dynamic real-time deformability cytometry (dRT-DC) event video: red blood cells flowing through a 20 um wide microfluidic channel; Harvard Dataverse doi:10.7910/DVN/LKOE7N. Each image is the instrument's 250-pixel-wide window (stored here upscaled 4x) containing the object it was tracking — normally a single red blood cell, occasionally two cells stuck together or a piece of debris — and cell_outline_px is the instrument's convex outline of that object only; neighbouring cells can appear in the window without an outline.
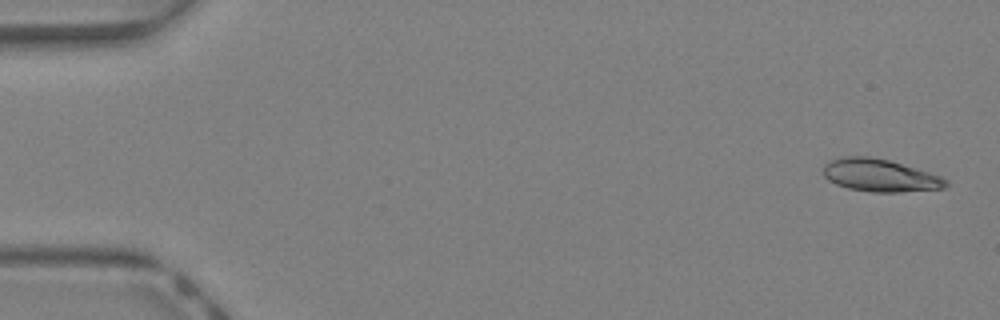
{"species": "Egyptian fruit bat (a non-hibernating species)", "species_latin": "Rousettus aegyptiacus", "temperature_condition": "warm", "stored_images_in_passage": 43, "camera_frame_rate_fps": 3000, "um_per_image_px": 0.085, "animal": {"sex": "female"}, "frame": {"image": 1, "passage_image": 2, "time_ms": 0.333, "image_size_px": [1000, 320], "cell_outline_px": [[948, 184], [944, 188], [900, 192], [872, 192], [848, 188], [836, 184], [828, 180], [824, 176], [824, 164], [840, 156], [868, 156], [888, 160], [928, 172], [940, 176], [948, 180]], "centroid_in_image_um": [74.78, 14.91], "position_along_channel_um": 10.2, "area_um2": 23.12}}
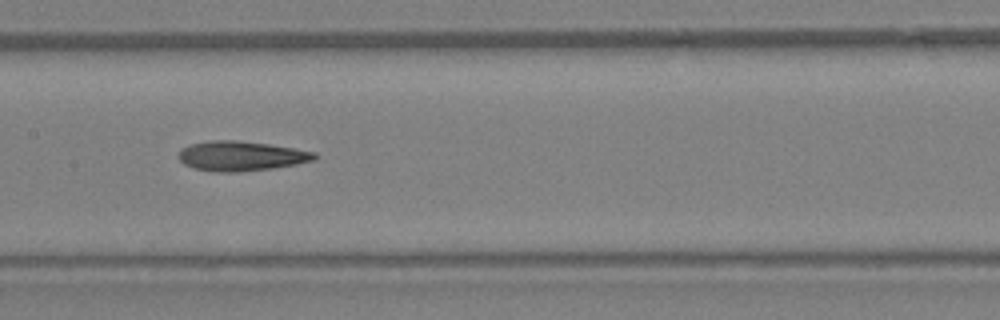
{"frame": {"image": 2, "passage_image": 22, "time_ms": 7.0, "image_size_px": [1000, 320], "cell_outline_px": [[320, 156], [316, 160], [296, 164], [272, 168], [236, 172], [212, 172], [192, 168], [184, 164], [176, 156], [180, 148], [192, 144], [212, 140], [236, 140], [268, 144], [316, 152]], "centroid_in_image_um": [20.47, 13.26], "position_along_channel_um": 186.9, "area_um2": 23.76}}
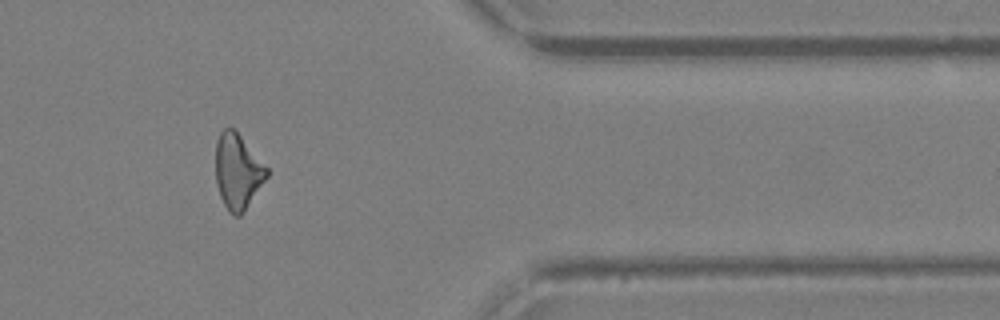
{"frame": {"image": 3, "passage_image": 36, "time_ms": 11.667, "image_size_px": [1000, 320], "cell_outline_px": [[268, 176], [244, 212], [240, 216], [232, 216], [228, 212], [220, 196], [216, 184], [216, 140], [220, 132], [224, 128], [232, 128], [240, 136], [268, 168]], "centroid_in_image_um": [20.19, 14.61], "position_along_channel_um": 391.2, "area_um2": 22.31}, "authors_computed_cell_mechanics": {"area_um2": 23.0044, "velocity_mm_per_s": 4.8223, "shape_relaxation_time_tau1_ms": null, "shape_relaxation_time_tau2_ms": 7.9103, "deformation_change_tau1": null, "deformation_change_tau2": 0.254}}